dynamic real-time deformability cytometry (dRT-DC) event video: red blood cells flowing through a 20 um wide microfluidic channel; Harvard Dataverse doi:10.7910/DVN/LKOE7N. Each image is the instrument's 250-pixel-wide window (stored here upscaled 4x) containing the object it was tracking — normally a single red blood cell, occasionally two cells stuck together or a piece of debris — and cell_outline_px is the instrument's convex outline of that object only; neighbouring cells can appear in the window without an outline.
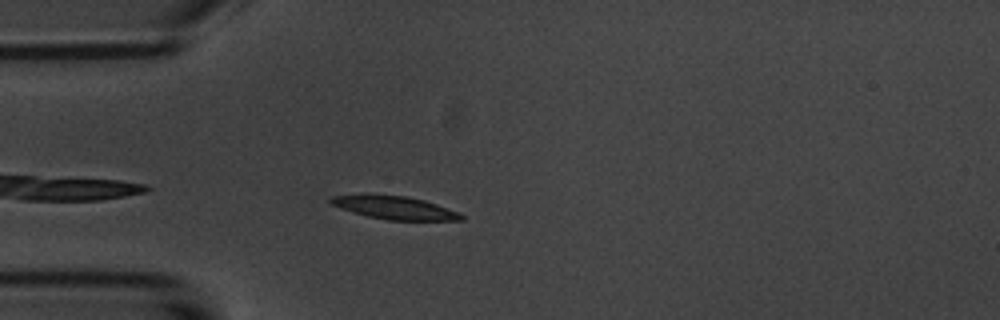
{"species": "common noctule bat (a hibernating species)", "species_latin": "Nyctalus noctula", "temperature_condition": "room temperature", "stored_images_in_passage": 3, "camera_frame_rate_fps": 3000, "um_per_image_px": 0.085, "animal": {"sex": "male", "body_mass_g": 20.1, "forearm_length_mm": 53.5}, "frame": {"image": 1, "passage_image": 3, "time_ms": 2.333, "image_size_px": [1000, 320], "cell_outline_px": [[464, 220], [388, 220], [368, 216], [352, 212], [332, 204], [328, 200], [328, 196], [364, 192], [372, 192], [408, 196], [424, 200], [460, 212], [464, 216]], "centroid_in_image_um": [33.46, 17.6], "position_along_channel_um": 51.5, "area_um2": 18.26}}